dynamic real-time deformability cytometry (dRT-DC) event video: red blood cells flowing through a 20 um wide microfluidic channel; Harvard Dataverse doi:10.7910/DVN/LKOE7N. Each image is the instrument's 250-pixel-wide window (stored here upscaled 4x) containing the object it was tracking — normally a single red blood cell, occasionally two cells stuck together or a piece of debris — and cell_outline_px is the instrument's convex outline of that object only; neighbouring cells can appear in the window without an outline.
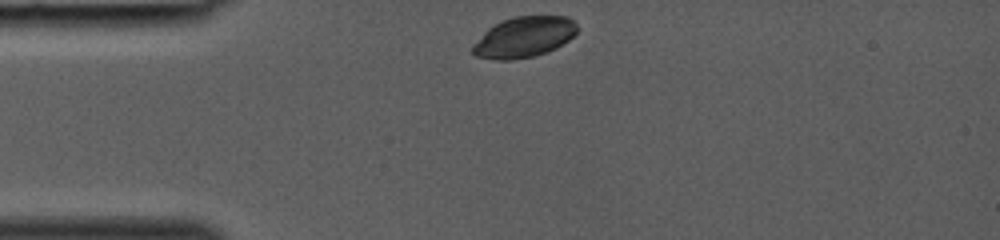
{"species": "common noctule bat (a hibernating species)", "species_latin": "Nyctalus noctula", "temperature_condition": "room temperature", "stored_images_in_passage": 27, "camera_frame_rate_fps": 3000, "um_per_image_px": 0.085, "animal": {"sex": "female", "body_mass_g": 19.0, "forearm_length_mm": 53.3}, "frame": {"image": 1, "passage_image": 1, "time_ms": 0.0, "image_size_px": [1000, 240], "cell_outline_px": [[576, 32], [568, 40], [556, 48], [548, 52], [536, 56], [512, 60], [492, 60], [476, 56], [472, 52], [472, 44], [492, 24], [516, 16], [568, 16], [576, 24]], "centroid_in_image_um": [44.51, 3.17], "position_along_channel_um": 40.5, "area_um2": 24.91}}
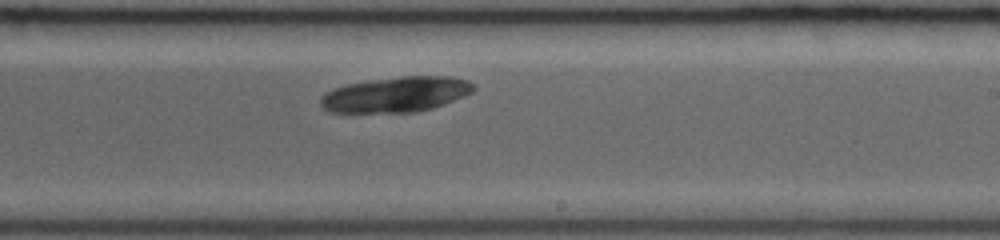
{"frame": {"image": 2, "passage_image": 16, "time_ms": 5.0, "image_size_px": [1000, 240], "cell_outline_px": [[476, 88], [472, 92], [464, 96], [444, 104], [432, 108], [416, 112], [328, 112], [320, 104], [320, 96], [336, 88], [348, 84], [404, 76], [448, 76], [468, 80]], "centroid_in_image_um": [33.68, 8.03], "position_along_channel_um": 255.3, "area_um2": 31.1}}
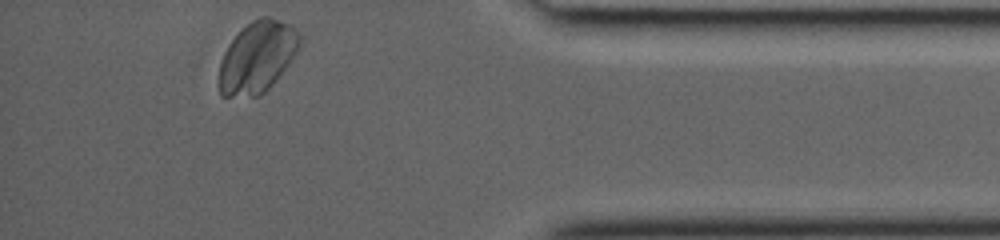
{"frame": {"image": 3, "passage_image": 27, "time_ms": 8.667, "image_size_px": [1000, 240], "cell_outline_px": [[300, 44], [296, 52], [272, 84], [260, 96], [220, 96], [220, 64], [224, 52], [228, 44], [252, 20], [264, 16], [268, 16], [288, 24], [300, 36]], "centroid_in_image_um": [21.85, 4.86], "position_along_channel_um": 413.4, "area_um2": 32.6}}